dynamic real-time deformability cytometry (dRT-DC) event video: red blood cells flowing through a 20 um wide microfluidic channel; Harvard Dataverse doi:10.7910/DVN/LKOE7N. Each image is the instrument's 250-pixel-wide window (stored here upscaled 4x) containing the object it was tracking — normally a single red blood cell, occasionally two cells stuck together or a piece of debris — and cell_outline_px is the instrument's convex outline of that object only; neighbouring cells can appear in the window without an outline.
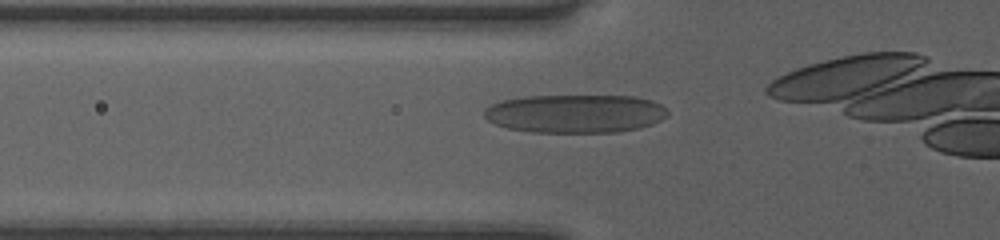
{"species": "human", "species_latin": "Homo sapiens", "temperature_condition": "room temperature", "stored_images_in_passage": 15, "camera_frame_rate_fps": 3000, "um_per_image_px": 0.085, "donor": {"sex": "female"}, "frame": {"image": 1, "passage_image": 7, "time_ms": 2.0, "image_size_px": [1000, 240], "cell_outline_px": [[668, 116], [652, 124], [640, 128], [616, 132], [532, 132], [508, 128], [496, 124], [488, 120], [484, 116], [484, 108], [500, 100], [524, 96], [636, 96], [652, 100], [660, 104], [668, 112]], "centroid_in_image_um": [48.89, 9.65], "position_along_channel_um": 76.9, "area_um2": 41.21}}
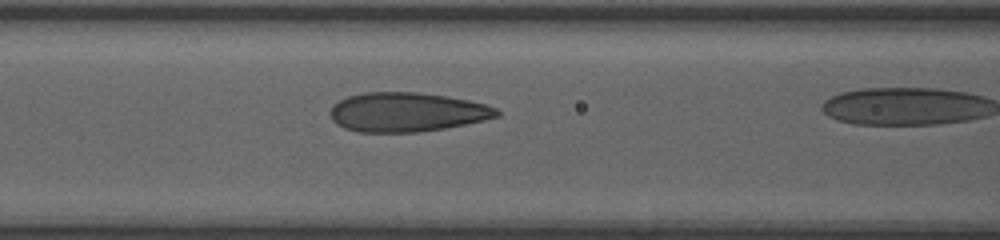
{"frame": {"image": 2, "passage_image": 11, "time_ms": 3.333, "image_size_px": [1000, 240], "cell_outline_px": [[500, 116], [484, 120], [444, 128], [416, 132], [356, 132], [344, 128], [336, 124], [332, 120], [328, 112], [332, 104], [348, 96], [364, 92], [416, 92], [448, 96], [468, 100], [484, 104], [496, 108], [500, 112]], "centroid_in_image_um": [34.53, 9.53], "position_along_channel_um": 132.1, "area_um2": 38.26}}